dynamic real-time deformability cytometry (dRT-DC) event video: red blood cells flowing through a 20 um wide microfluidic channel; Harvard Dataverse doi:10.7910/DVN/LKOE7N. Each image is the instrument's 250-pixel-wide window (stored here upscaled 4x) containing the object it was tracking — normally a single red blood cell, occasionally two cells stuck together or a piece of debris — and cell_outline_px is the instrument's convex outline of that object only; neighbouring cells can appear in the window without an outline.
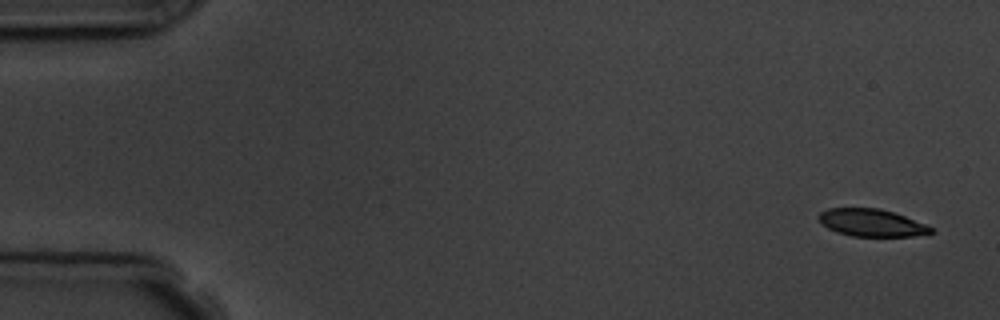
{"species": "common noctule bat (a hibernating species)", "species_latin": "Nyctalus noctula", "temperature_condition": "room temperature", "stored_images_in_passage": 5, "camera_frame_rate_fps": 3000, "um_per_image_px": 0.085, "animal": {"sex": "male", "body_mass_g": 19.5, "forearm_length_mm": 54.6}, "frame": {"image": 1, "passage_image": 1, "time_ms": 0.0, "image_size_px": [1000, 320], "cell_outline_px": [[936, 232], [912, 236], [852, 236], [836, 232], [828, 228], [816, 216], [820, 212], [828, 208], [880, 208], [928, 224]], "centroid_in_image_um": [74.1, 18.93], "position_along_channel_um": 10.9, "area_um2": 17.92}}
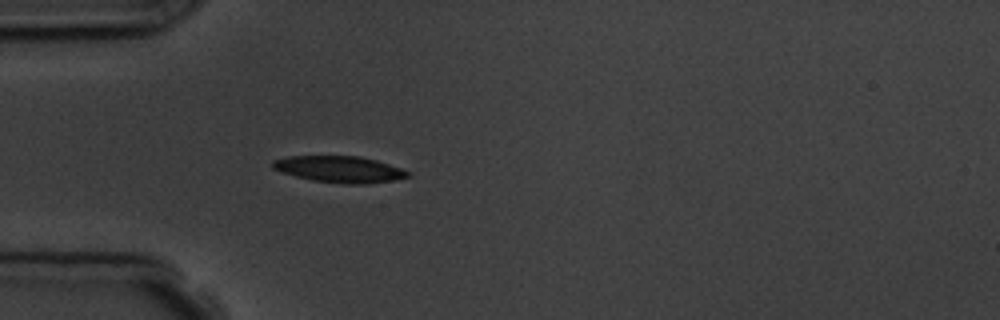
{"frame": {"image": 2, "passage_image": 5, "time_ms": 4.667, "image_size_px": [1000, 320], "cell_outline_px": [[412, 176], [396, 180], [364, 184], [344, 184], [312, 180], [280, 172], [272, 168], [272, 160], [288, 156], [360, 156], [376, 160], [400, 168], [408, 172]], "centroid_in_image_um": [28.85, 14.39], "position_along_channel_um": 56.2, "area_um2": 20.87}}